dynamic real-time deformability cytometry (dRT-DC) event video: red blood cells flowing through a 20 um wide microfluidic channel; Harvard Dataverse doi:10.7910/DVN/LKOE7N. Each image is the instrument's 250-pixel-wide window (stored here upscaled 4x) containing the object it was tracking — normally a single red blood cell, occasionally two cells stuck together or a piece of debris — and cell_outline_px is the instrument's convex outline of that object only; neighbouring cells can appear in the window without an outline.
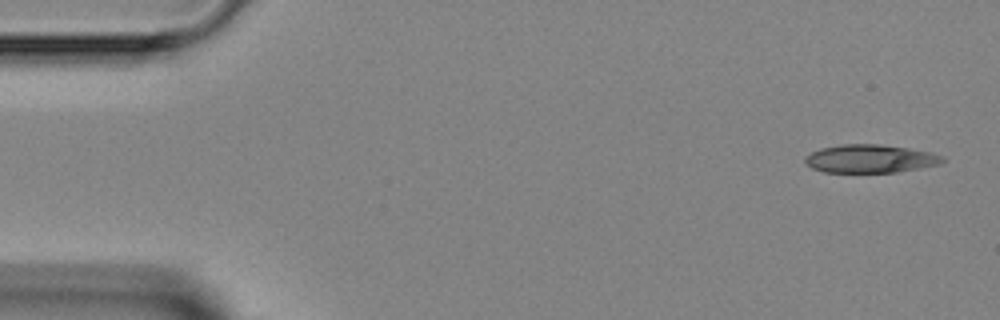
{"species": "Egyptian fruit bat (a non-hibernating species)", "species_latin": "Rousettus aegyptiacus", "temperature_condition": "room temperature", "stored_images_in_passage": 3, "camera_frame_rate_fps": 3000, "um_per_image_px": 0.085, "animal": {"sex": "female"}, "frame": {"image": 1, "passage_image": 1, "time_ms": 0.0, "image_size_px": [1000, 320], "cell_outline_px": [[948, 160], [940, 164], [896, 172], [824, 172], [812, 168], [804, 160], [804, 156], [820, 148], [840, 144], [880, 144], [908, 148], [928, 152], [944, 156]], "centroid_in_image_um": [73.97, 13.48], "position_along_channel_um": 11.0, "area_um2": 22.6}}
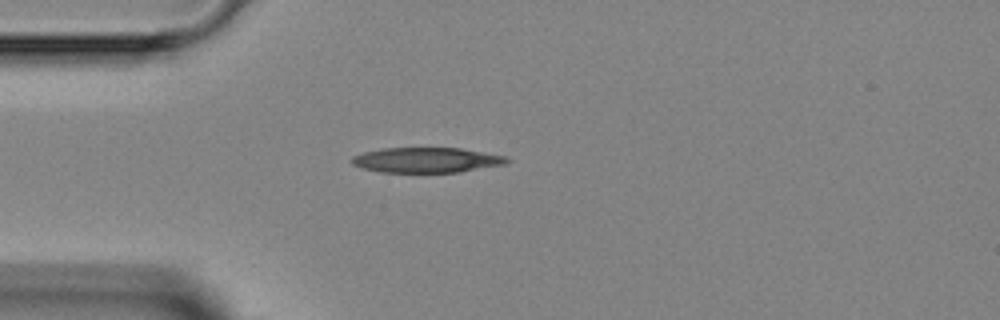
{"frame": {"image": 2, "passage_image": 3, "time_ms": 3.333, "image_size_px": [1000, 320], "cell_outline_px": [[512, 160], [504, 164], [460, 172], [380, 172], [360, 168], [352, 164], [352, 156], [364, 152], [384, 148], [460, 148], [508, 156]], "centroid_in_image_um": [36.27, 13.6], "position_along_channel_um": 48.7, "area_um2": 22.77}}